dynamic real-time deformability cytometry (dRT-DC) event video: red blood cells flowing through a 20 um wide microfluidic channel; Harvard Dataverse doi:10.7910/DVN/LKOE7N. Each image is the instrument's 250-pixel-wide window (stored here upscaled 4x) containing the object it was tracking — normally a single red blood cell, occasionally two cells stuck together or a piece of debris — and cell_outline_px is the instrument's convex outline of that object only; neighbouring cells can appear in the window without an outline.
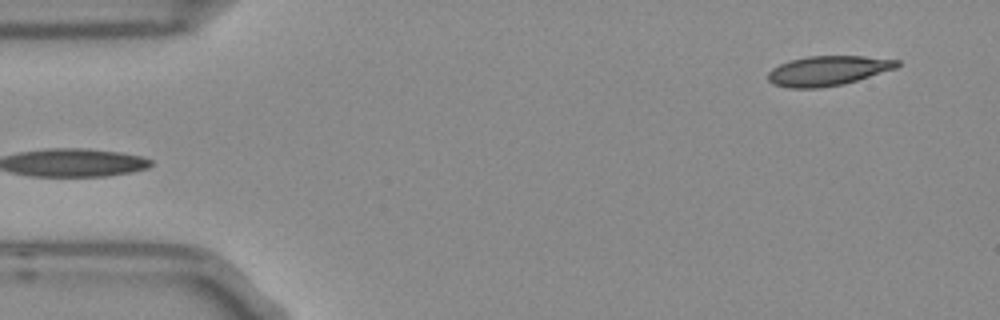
{"species": "Egyptian fruit bat (a non-hibernating species)", "species_latin": "Rousettus aegyptiacus", "temperature_condition": "room temperature", "stored_images_in_passage": 3, "camera_frame_rate_fps": 3000, "um_per_image_px": 0.085, "frame": {"image": 1, "passage_image": 3, "time_ms": 0.667, "image_size_px": [1000, 320], "cell_outline_px": [[900, 64], [896, 68], [844, 84], [820, 88], [788, 88], [772, 84], [768, 80], [768, 72], [772, 68], [788, 60], [808, 56], [864, 56], [900, 60]], "centroid_in_image_um": [70.34, 6.01], "position_along_channel_um": 14.7, "area_um2": 22.48}}